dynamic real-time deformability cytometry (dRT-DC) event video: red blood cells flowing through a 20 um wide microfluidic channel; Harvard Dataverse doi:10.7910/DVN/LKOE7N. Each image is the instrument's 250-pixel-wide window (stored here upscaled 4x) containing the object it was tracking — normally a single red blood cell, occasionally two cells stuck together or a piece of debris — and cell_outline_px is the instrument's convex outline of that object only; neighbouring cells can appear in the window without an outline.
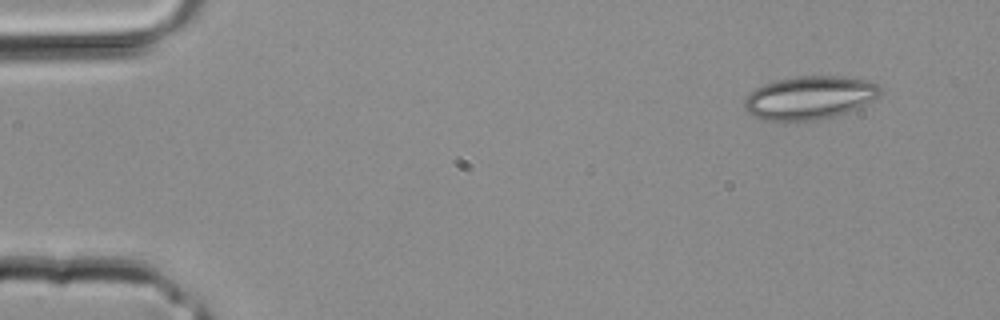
{"species": "common noctule bat (a hibernating species)", "species_latin": "Nyctalus noctula", "temperature_condition": "room temperature", "stored_images_in_passage": 3, "camera_frame_rate_fps": 3000, "um_per_image_px": 0.085, "animal": {"sex": "male", "body_mass_g": 20.4}, "frame": {"image": 1, "passage_image": 3, "time_ms": 0.667, "image_size_px": [1000, 320], "cell_outline_px": [[880, 96], [856, 108], [832, 116], [808, 120], [764, 120], [748, 112], [744, 108], [744, 100], [756, 88], [764, 84], [776, 80], [796, 76], [840, 76], [872, 80], [880, 88]], "centroid_in_image_um": [68.82, 8.27], "position_along_channel_um": 16.2, "area_um2": 33.76}}